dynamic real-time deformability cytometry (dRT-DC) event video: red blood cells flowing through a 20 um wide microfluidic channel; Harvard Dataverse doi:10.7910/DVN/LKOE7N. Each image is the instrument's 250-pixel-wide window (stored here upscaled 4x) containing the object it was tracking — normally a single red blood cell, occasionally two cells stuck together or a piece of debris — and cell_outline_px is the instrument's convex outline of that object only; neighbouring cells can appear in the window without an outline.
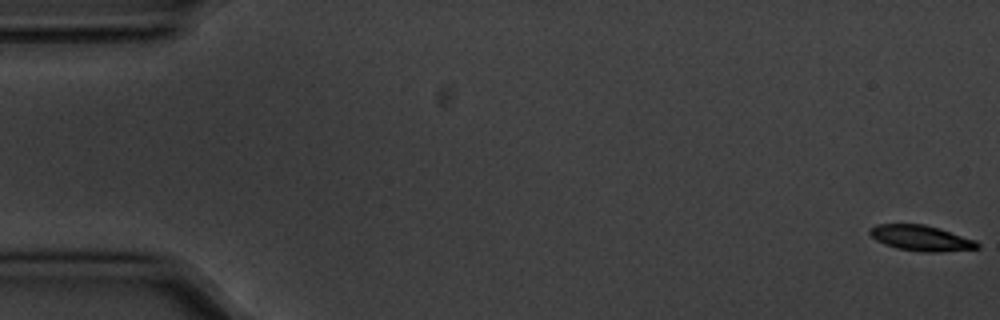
{"species": "common noctule bat (a hibernating species)", "species_latin": "Nyctalus noctula", "temperature_condition": "cold", "stored_images_in_passage": 57, "camera_frame_rate_fps": 3000, "um_per_image_px": 0.085, "animal": {"sex": "male", "body_mass_g": 20.1, "forearm_length_mm": 53.5}, "frame": {"image": 1, "passage_image": 1, "time_ms": 0.0, "image_size_px": [1000, 320], "cell_outline_px": [[980, 248], [940, 252], [924, 252], [896, 248], [884, 244], [876, 240], [868, 232], [868, 228], [876, 224], [924, 224], [976, 240], [980, 244]], "centroid_in_image_um": [78.27, 20.24], "position_along_channel_um": 6.7, "area_um2": 16.01}}
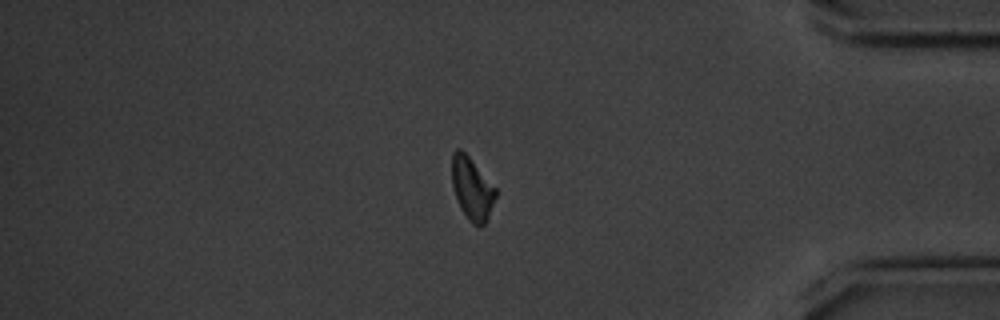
{"frame": {"image": 2, "passage_image": 48, "time_ms": 15.667, "image_size_px": [1000, 320], "cell_outline_px": [[496, 196], [484, 224], [480, 228], [472, 224], [468, 220], [460, 208], [456, 200], [452, 184], [452, 152], [456, 148], [460, 148], [468, 156], [496, 188]], "centroid_in_image_um": [40.09, 16.04], "position_along_channel_um": 395.1, "area_um2": 15.84}}
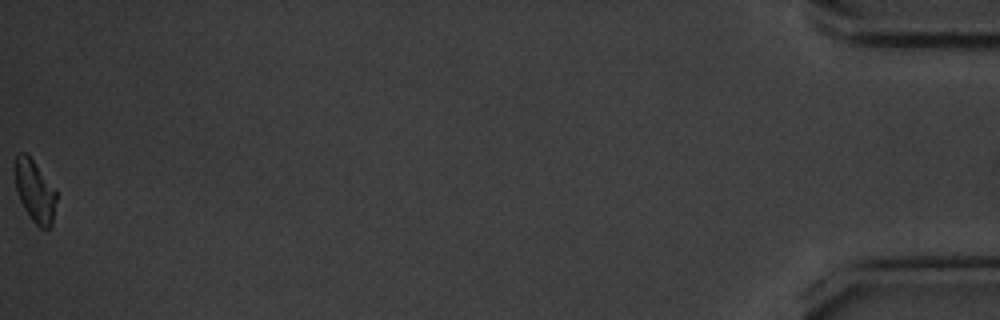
{"frame": {"image": 3, "passage_image": 57, "time_ms": 18.667, "image_size_px": [1000, 320], "cell_outline_px": [[56, 200], [52, 224], [48, 228], [40, 228], [32, 220], [24, 208], [20, 200], [16, 188], [12, 168], [16, 152], [24, 152], [32, 160], [56, 188]], "centroid_in_image_um": [2.92, 16.2], "position_along_channel_um": 432.3, "area_um2": 15.2}, "authors_computed_cell_mechanics": {"area_um2": 16.5886, "velocity_mm_per_s": 3.5604, "shape_relaxation_time_tau1_ms": 1.9543, "shape_relaxation_time_tau2_ms": null, "deformation_change_tau1": 0.0859, "deformation_change_tau2": null}}